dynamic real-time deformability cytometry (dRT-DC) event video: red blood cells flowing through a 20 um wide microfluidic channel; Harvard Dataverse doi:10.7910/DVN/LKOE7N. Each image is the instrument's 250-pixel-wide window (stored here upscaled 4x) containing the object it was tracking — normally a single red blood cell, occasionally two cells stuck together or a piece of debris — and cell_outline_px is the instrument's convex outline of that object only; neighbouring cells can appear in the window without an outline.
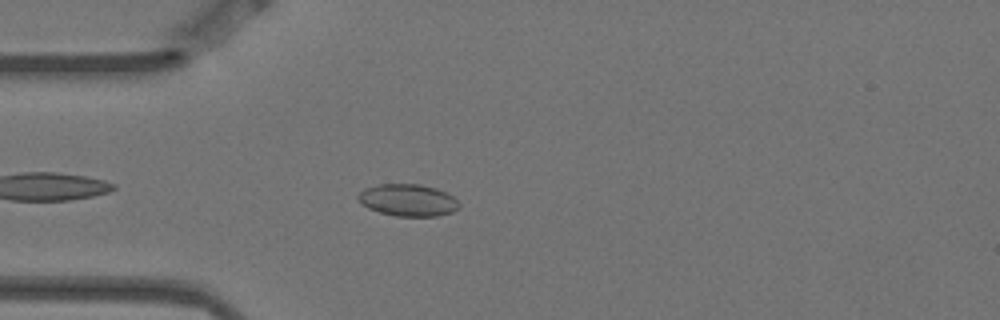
{"species": "Egyptian fruit bat (a non-hibernating species)", "species_latin": "Rousettus aegyptiacus", "temperature_condition": "warm", "stored_images_in_passage": 1, "camera_frame_rate_fps": 3000, "um_per_image_px": 0.085, "animal": {"sex": "female"}, "frame": {"image": 1, "passage_image": 1, "time_ms": 0.0, "image_size_px": [1000, 320], "cell_outline_px": [[460, 208], [452, 212], [436, 216], [396, 216], [380, 212], [368, 208], [360, 204], [356, 196], [364, 188], [380, 184], [420, 184], [436, 188], [452, 196], [460, 204]], "centroid_in_image_um": [34.65, 17.01], "position_along_channel_um": 50.4, "area_um2": 18.9}}